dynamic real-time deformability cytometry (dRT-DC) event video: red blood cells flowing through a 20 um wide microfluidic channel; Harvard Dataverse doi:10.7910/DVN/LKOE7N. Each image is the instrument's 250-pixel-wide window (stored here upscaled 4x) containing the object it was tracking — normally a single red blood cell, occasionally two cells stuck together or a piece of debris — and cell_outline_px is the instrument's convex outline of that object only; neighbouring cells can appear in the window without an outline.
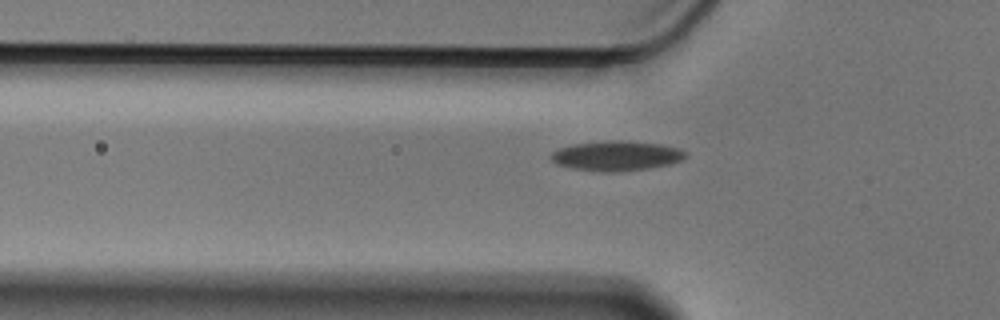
{"species": "Egyptian fruit bat (a non-hibernating species)", "species_latin": "Rousettus aegyptiacus", "temperature_condition": "cold", "stored_images_in_passage": 36, "camera_frame_rate_fps": 3000, "um_per_image_px": 0.085, "animal": {"sex": "male"}, "frame": {"image": 1, "passage_image": 4, "time_ms": 1.0, "image_size_px": [1000, 320], "cell_outline_px": [[688, 156], [680, 160], [668, 164], [648, 168], [624, 172], [600, 172], [572, 168], [556, 164], [552, 160], [552, 152], [560, 148], [572, 144], [612, 140], [620, 140], [660, 144], [680, 148], [688, 152]], "centroid_in_image_um": [52.42, 13.25], "position_along_channel_um": 73.4, "area_um2": 23.47}}
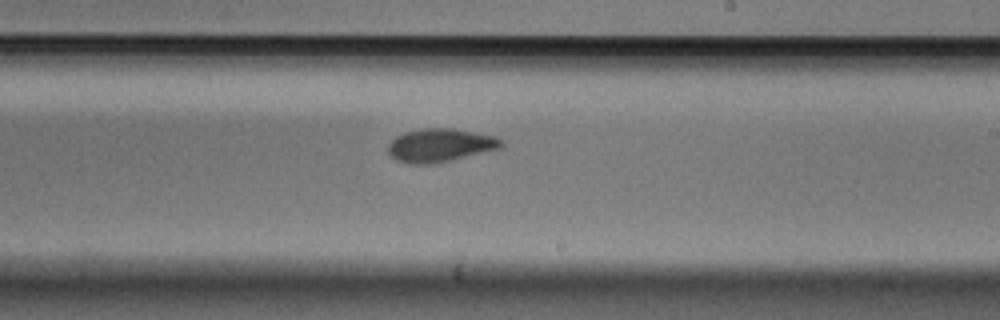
{"frame": {"image": 2, "passage_image": 19, "time_ms": 6.0, "image_size_px": [1000, 320], "cell_outline_px": [[504, 144], [500, 148], [452, 160], [428, 164], [408, 164], [396, 160], [388, 152], [388, 144], [396, 136], [404, 132], [424, 128], [452, 128], [496, 136], [504, 140]], "centroid_in_image_um": [37.42, 12.34], "position_along_channel_um": 251.6, "area_um2": 22.02}}
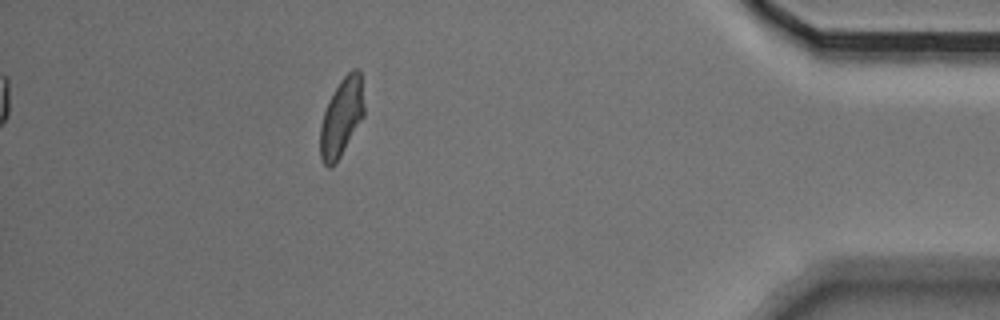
{"frame": {"image": 3, "passage_image": 36, "time_ms": 11.667, "image_size_px": [1000, 320], "cell_outline_px": [[364, 116], [336, 164], [328, 168], [324, 164], [320, 156], [320, 124], [324, 112], [340, 80], [352, 68], [356, 68], [360, 72], [364, 104]], "centroid_in_image_um": [29.03, 10.0], "position_along_channel_um": 406.2, "area_um2": 19.88}, "authors_computed_cell_mechanics": {"area_um2": 21.675, "velocity_mm_per_s": 3.5481, "shape_relaxation_time_tau1_ms": 4.2298, "shape_relaxation_time_tau2_ms": 2.3292, "deformation_change_tau1": 0.1066, "deformation_change_tau2": 0.0761}}